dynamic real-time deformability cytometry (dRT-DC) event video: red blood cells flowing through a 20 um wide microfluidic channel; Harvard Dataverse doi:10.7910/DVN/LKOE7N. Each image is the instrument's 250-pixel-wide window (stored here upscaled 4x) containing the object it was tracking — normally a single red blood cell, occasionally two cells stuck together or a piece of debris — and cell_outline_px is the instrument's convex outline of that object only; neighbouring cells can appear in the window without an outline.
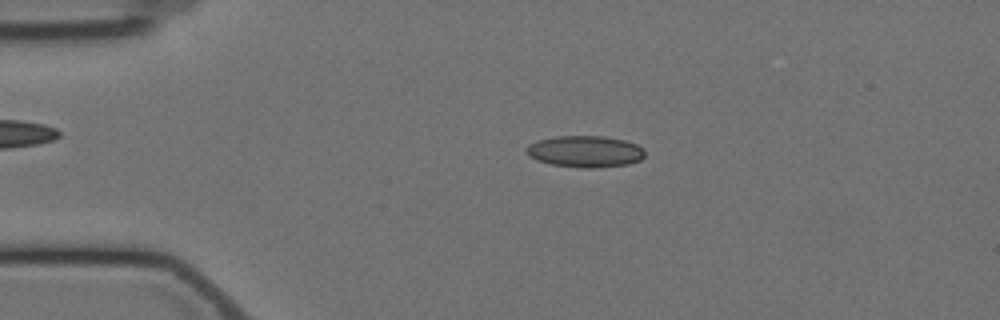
{"species": "Egyptian fruit bat (a non-hibernating species)", "species_latin": "Rousettus aegyptiacus", "temperature_condition": "cold", "stored_images_in_passage": 4, "camera_frame_rate_fps": 3000, "um_per_image_px": 0.085, "animal": {"sex": "female"}, "frame": {"image": 1, "passage_image": 3, "time_ms": 2.333, "image_size_px": [1000, 320], "cell_outline_px": [[644, 156], [640, 160], [628, 164], [592, 168], [584, 168], [552, 164], [536, 160], [528, 156], [524, 148], [528, 144], [540, 140], [556, 136], [604, 136], [624, 140], [636, 144], [644, 148]], "centroid_in_image_um": [49.72, 12.87], "position_along_channel_um": 35.3, "area_um2": 21.79}}